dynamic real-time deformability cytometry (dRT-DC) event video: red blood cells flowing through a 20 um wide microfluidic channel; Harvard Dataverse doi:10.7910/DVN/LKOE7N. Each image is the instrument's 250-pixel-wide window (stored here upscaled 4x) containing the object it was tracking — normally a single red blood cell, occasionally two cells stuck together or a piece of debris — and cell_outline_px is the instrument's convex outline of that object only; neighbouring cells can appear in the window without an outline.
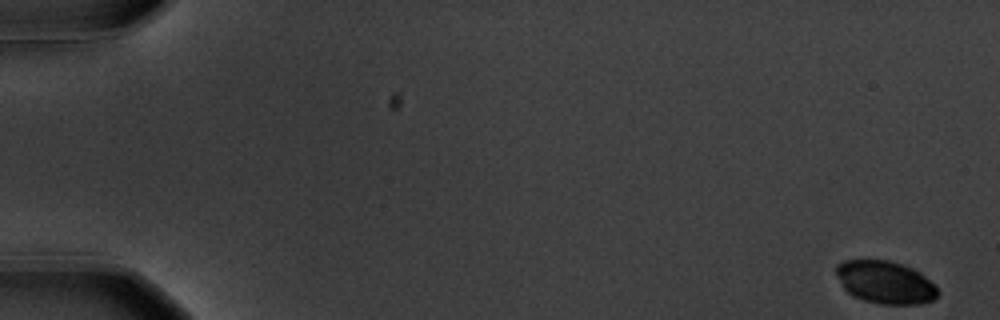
{"species": "common noctule bat (a hibernating species)", "species_latin": "Nyctalus noctula", "temperature_condition": "warm", "stored_images_in_passage": 17, "camera_frame_rate_fps": 3000, "um_per_image_px": 0.085, "animal": {"sex": "male", "body_mass_g": 20.1, "forearm_length_mm": 53.5}, "frame": {"image": 1, "passage_image": 1, "time_ms": 0.0, "image_size_px": [1000, 320], "cell_outline_px": [[940, 292], [932, 300], [920, 304], [880, 304], [864, 300], [852, 296], [844, 288], [836, 272], [836, 264], [844, 260], [888, 260], [912, 268], [920, 272]], "centroid_in_image_um": [75.23, 24.0], "position_along_channel_um": 9.8, "area_um2": 25.03}}
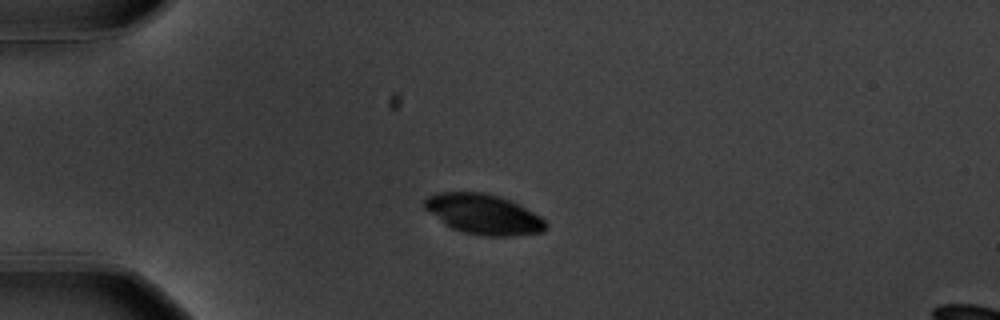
{"frame": {"image": 2, "passage_image": 15, "time_ms": 4.667, "image_size_px": [1000, 320], "cell_outline_px": [[548, 224], [540, 232], [512, 236], [488, 236], [464, 232], [452, 228], [444, 224], [424, 208], [424, 200], [428, 196], [440, 192], [484, 192], [500, 196], [520, 204], [540, 216]], "centroid_in_image_um": [41.09, 18.19], "position_along_channel_um": 43.9, "area_um2": 28.26}}